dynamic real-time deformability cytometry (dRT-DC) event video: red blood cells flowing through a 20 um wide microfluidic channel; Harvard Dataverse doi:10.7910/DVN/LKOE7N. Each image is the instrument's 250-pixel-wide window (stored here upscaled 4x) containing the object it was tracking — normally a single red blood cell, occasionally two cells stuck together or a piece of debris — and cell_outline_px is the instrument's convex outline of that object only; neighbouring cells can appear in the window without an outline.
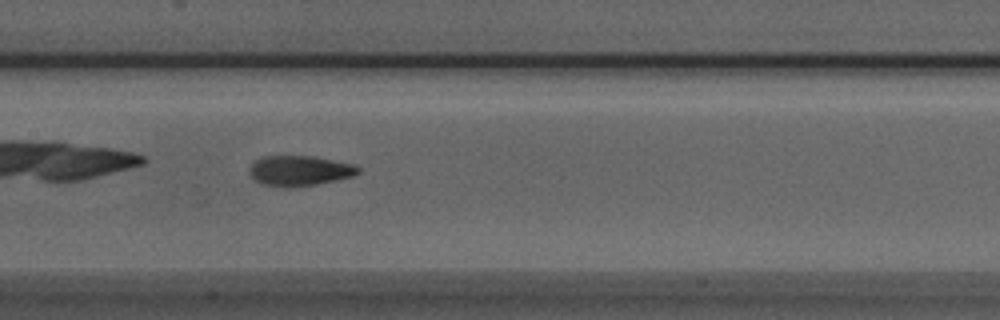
{"species": "Egyptian fruit bat (a non-hibernating species)", "species_latin": "Rousettus aegyptiacus", "temperature_condition": "room temperature", "stored_images_in_passage": 30, "camera_frame_rate_fps": 3000, "um_per_image_px": 0.085, "animal": {"sex": "male"}, "frame": {"image": 1, "passage_image": 10, "time_ms": 3.0, "image_size_px": [1000, 320], "cell_outline_px": [[360, 172], [352, 176], [336, 180], [316, 184], [288, 188], [284, 188], [260, 184], [248, 172], [248, 168], [260, 156], [312, 156], [352, 164], [360, 168]], "centroid_in_image_um": [25.41, 14.52], "position_along_channel_um": 182.0, "area_um2": 19.19}}
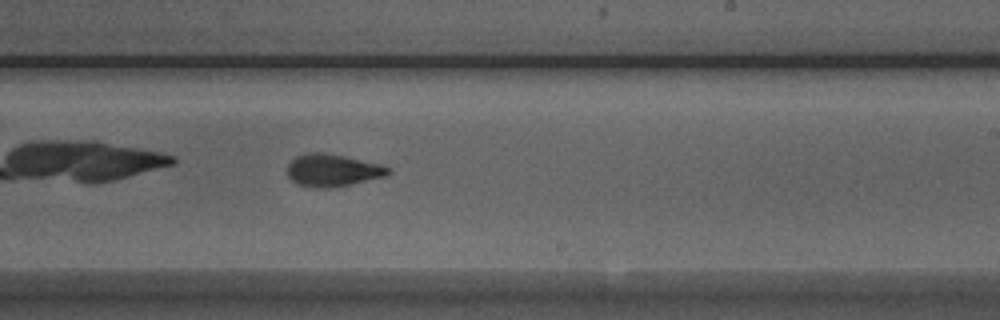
{"frame": {"image": 2, "passage_image": 16, "time_ms": 5.0, "image_size_px": [1000, 320], "cell_outline_px": [[392, 172], [388, 176], [352, 184], [332, 188], [316, 188], [296, 184], [288, 176], [288, 164], [296, 156], [308, 152], [316, 152], [340, 156], [380, 164], [388, 168]], "centroid_in_image_um": [28.27, 14.5], "position_along_channel_um": 260.7, "area_um2": 18.9}}
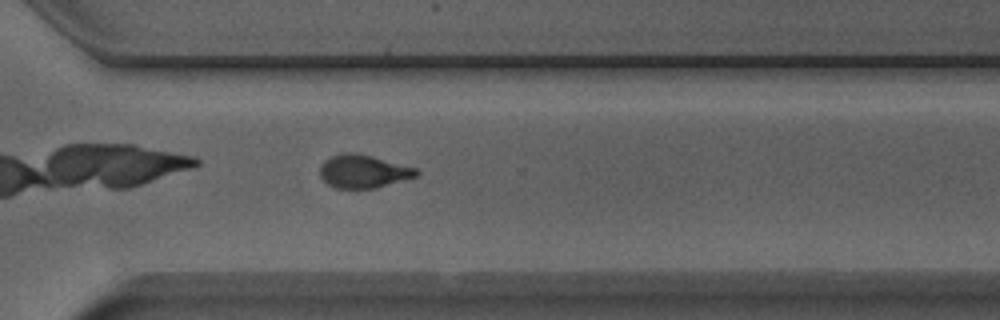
{"frame": {"image": 3, "passage_image": 22, "time_ms": 7.0, "image_size_px": [1000, 320], "cell_outline_px": [[420, 172], [416, 176], [372, 188], [336, 188], [328, 184], [320, 176], [320, 168], [324, 160], [332, 156], [344, 152], [352, 152], [372, 156], [416, 168]], "centroid_in_image_um": [30.85, 14.55], "position_along_channel_um": 339.8, "area_um2": 18.26}, "authors_computed_cell_mechanics": {"area_um2": 18.6116, "velocity_mm_per_s": 3.9635, "shape_relaxation_time_tau1_ms": 3.8628, "shape_relaxation_time_tau2_ms": 1.9218, "deformation_change_tau1": 0.1939, "deformation_change_tau2": 0.0946}}